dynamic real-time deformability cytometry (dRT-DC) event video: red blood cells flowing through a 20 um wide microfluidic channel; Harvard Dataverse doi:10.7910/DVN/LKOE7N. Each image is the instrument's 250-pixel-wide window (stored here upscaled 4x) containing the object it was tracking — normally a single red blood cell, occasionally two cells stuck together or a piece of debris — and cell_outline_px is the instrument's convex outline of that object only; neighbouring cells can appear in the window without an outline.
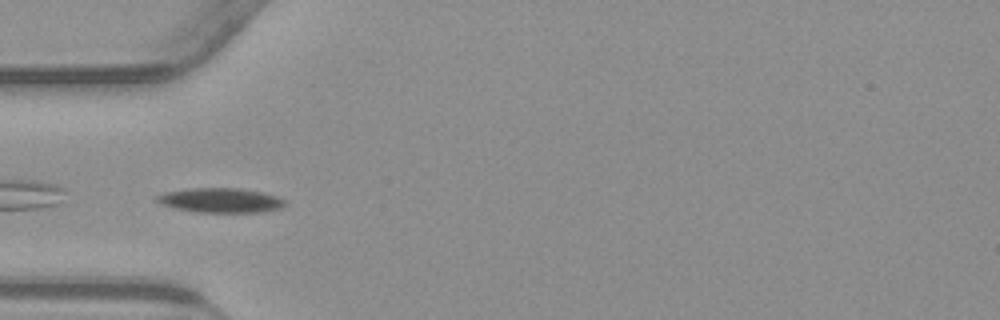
{"species": "common noctule bat (a hibernating species)", "species_latin": "Nyctalus noctula", "temperature_condition": "warm", "stored_images_in_passage": 38, "camera_frame_rate_fps": 3000, "um_per_image_px": 0.085, "animal": {"sex": "male", "body_mass_g": 23.1, "forearm_length_mm": 52.7}, "frame": {"image": 1, "passage_image": 1, "time_ms": 0.0, "image_size_px": [1000, 320], "cell_outline_px": [[288, 204], [280, 208], [256, 212], [200, 212], [176, 208], [160, 204], [156, 200], [156, 196], [164, 192], [192, 188], [240, 188], [264, 192], [276, 196], [284, 200]], "centroid_in_image_um": [18.76, 17.01], "position_along_channel_um": 66.2, "area_um2": 18.26}}
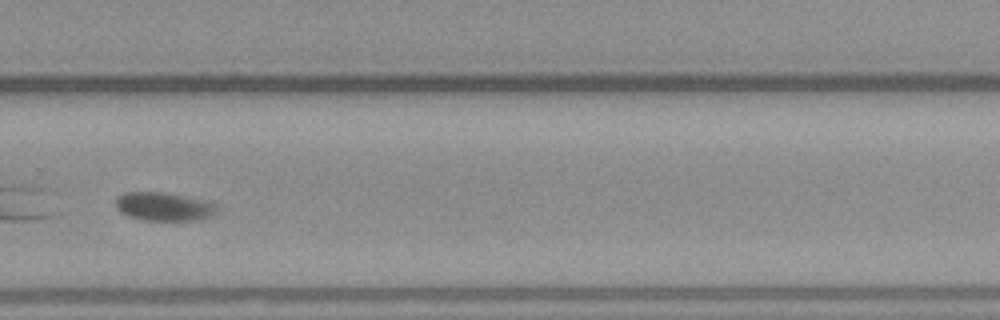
{"frame": {"image": 2, "passage_image": 21, "time_ms": 6.667, "image_size_px": [1000, 320], "cell_outline_px": [[220, 208], [216, 212], [200, 220], [144, 220], [128, 216], [120, 212], [116, 208], [116, 196], [124, 192], [164, 192], [204, 200], [216, 204]], "centroid_in_image_um": [13.91, 17.55], "position_along_channel_um": 315.9, "area_um2": 16.88}}
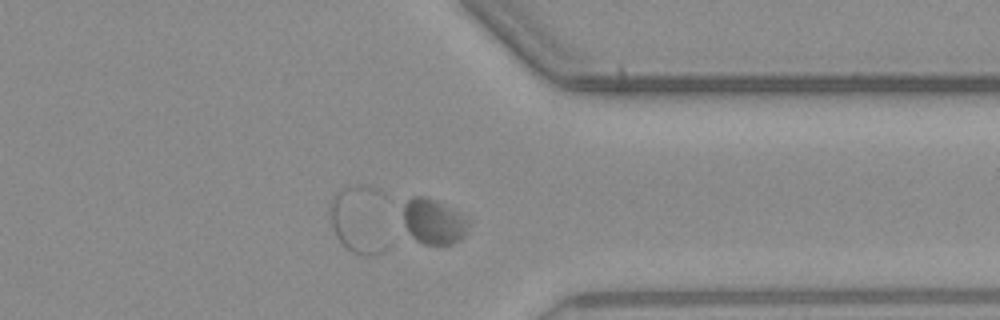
{"frame": {"image": 3, "passage_image": 26, "time_ms": 8.333, "image_size_px": [1000, 320], "cell_outline_px": [[468, 224], [464, 232], [452, 244], [424, 244], [416, 240], [408, 232], [404, 224], [404, 204], [412, 196], [424, 196], [436, 200], [468, 216]], "centroid_in_image_um": [36.83, 18.8], "position_along_channel_um": 374.6, "area_um2": 16.99}}